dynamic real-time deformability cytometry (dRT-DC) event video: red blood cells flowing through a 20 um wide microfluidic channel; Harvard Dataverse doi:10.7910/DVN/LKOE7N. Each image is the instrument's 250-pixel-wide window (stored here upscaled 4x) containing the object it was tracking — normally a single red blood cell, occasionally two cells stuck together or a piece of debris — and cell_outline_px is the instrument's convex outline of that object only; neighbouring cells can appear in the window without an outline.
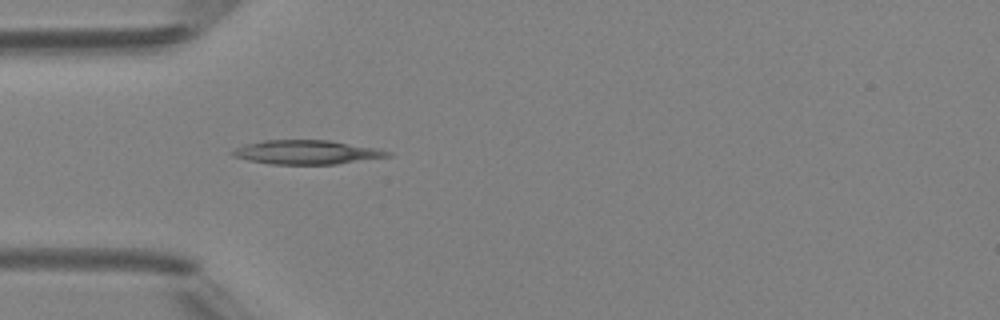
{"species": "Egyptian fruit bat (a non-hibernating species)", "species_latin": "Rousettus aegyptiacus", "temperature_condition": "room temperature", "stored_images_in_passage": 34, "camera_frame_rate_fps": 3000, "um_per_image_px": 0.085, "animal": {"sex": "female"}, "frame": {"image": 1, "passage_image": 1, "time_ms": 0.0, "image_size_px": [1000, 320], "cell_outline_px": [[392, 156], [336, 164], [268, 164], [248, 160], [232, 156], [228, 152], [244, 144], [264, 140], [328, 140], [376, 148], [392, 152]], "centroid_in_image_um": [26.03, 12.94], "position_along_channel_um": 59.0, "area_um2": 21.79}}
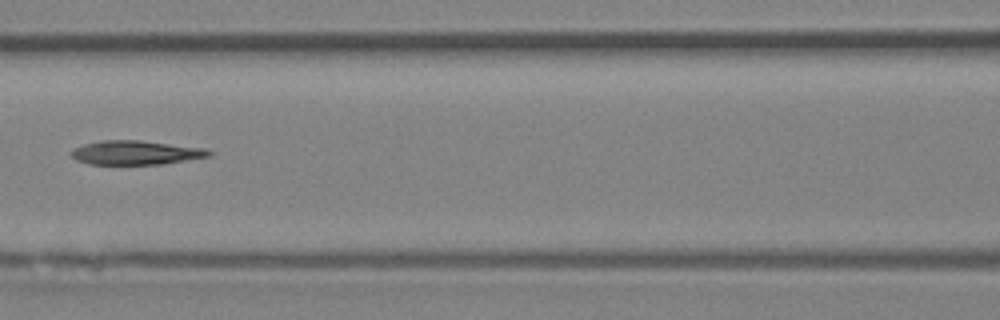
{"frame": {"image": 2, "passage_image": 8, "time_ms": 2.333, "image_size_px": [1000, 320], "cell_outline_px": [[212, 156], [160, 164], [88, 164], [76, 160], [68, 152], [72, 148], [84, 144], [100, 140], [140, 140], [204, 148], [212, 152]], "centroid_in_image_um": [11.49, 12.97], "position_along_channel_um": 155.1, "area_um2": 19.36}}
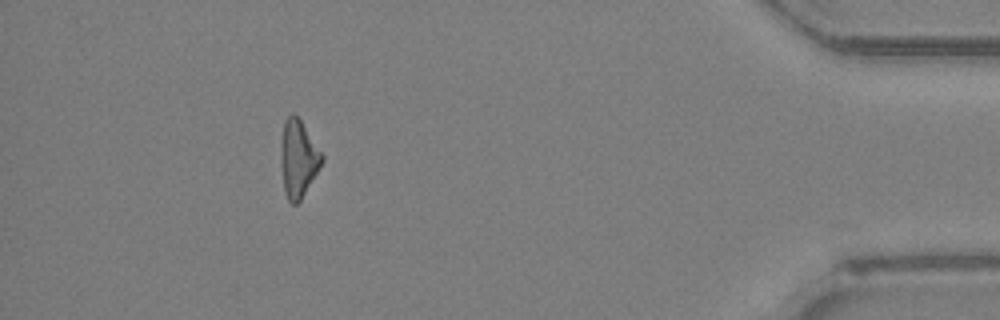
{"frame": {"image": 3, "passage_image": 30, "time_ms": 9.667, "image_size_px": [1000, 320], "cell_outline_px": [[324, 160], [300, 200], [296, 204], [292, 204], [288, 200], [284, 192], [280, 164], [280, 148], [284, 120], [292, 112], [300, 120], [324, 156]], "centroid_in_image_um": [25.32, 13.49], "position_along_channel_um": 409.9, "area_um2": 18.38}, "authors_computed_cell_mechanics": {"area_um2": 19.6231, "velocity_mm_per_s": 4.2596, "shape_relaxation_time_tau1_ms": null, "shape_relaxation_time_tau2_ms": 9.4953, "deformation_change_tau1": null, "deformation_change_tau2": 0.2726}}